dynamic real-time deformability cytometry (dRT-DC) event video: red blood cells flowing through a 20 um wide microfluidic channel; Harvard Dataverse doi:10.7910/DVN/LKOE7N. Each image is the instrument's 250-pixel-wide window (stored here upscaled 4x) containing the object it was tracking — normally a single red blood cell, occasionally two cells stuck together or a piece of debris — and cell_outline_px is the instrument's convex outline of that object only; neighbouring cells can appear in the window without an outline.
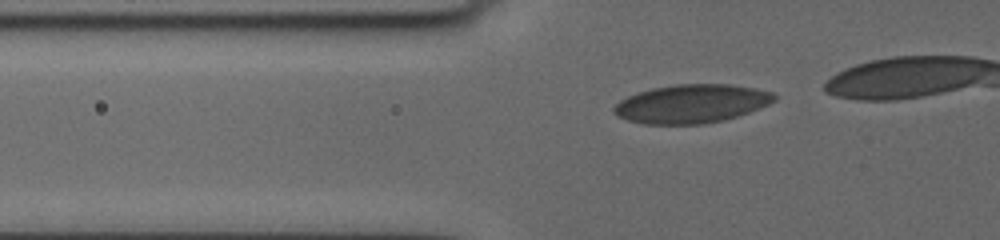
{"species": "human", "species_latin": "Homo sapiens", "temperature_condition": "cold", "stored_images_in_passage": 13, "camera_frame_rate_fps": 3000, "um_per_image_px": 0.085, "donor": {"sex": "female"}, "frame": {"image": 1, "passage_image": 2, "time_ms": 0.333, "image_size_px": [1000, 240], "cell_outline_px": [[776, 100], [760, 108], [724, 120], [704, 124], [644, 124], [628, 120], [616, 116], [612, 112], [612, 108], [620, 100], [636, 92], [652, 88], [676, 84], [728, 84], [756, 88], [772, 92], [776, 96]], "centroid_in_image_um": [58.75, 8.81], "position_along_channel_um": 67.0, "area_um2": 36.18}}
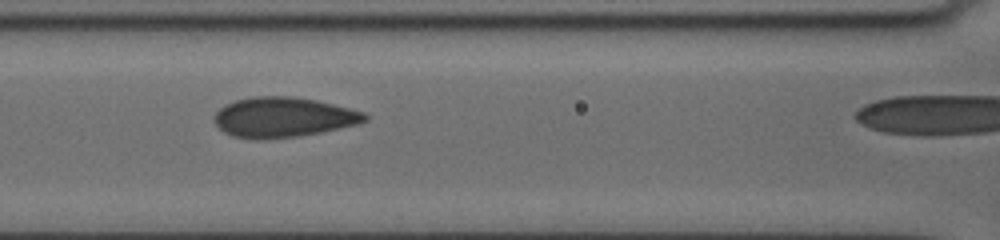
{"frame": {"image": 2, "passage_image": 9, "time_ms": 2.667, "image_size_px": [1000, 240], "cell_outline_px": [[368, 120], [356, 124], [320, 132], [300, 136], [264, 140], [256, 140], [232, 136], [224, 132], [216, 124], [212, 116], [224, 104], [236, 100], [252, 96], [292, 96], [316, 100], [364, 112], [368, 116]], "centroid_in_image_um": [24.03, 9.97], "position_along_channel_um": 142.6, "area_um2": 35.26}}
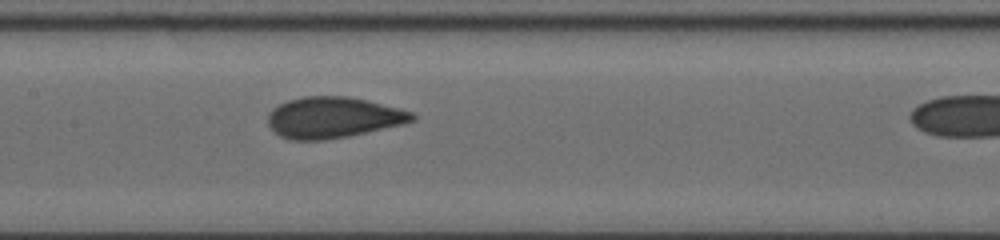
{"frame": {"image": 3, "passage_image": 12, "time_ms": 3.667, "image_size_px": [1000, 240], "cell_outline_px": [[416, 120], [404, 124], [348, 136], [324, 140], [288, 140], [280, 136], [268, 124], [268, 112], [272, 108], [288, 100], [304, 96], [348, 96], [368, 100], [412, 112], [416, 116]], "centroid_in_image_um": [28.31, 9.98], "position_along_channel_um": 179.1, "area_um2": 34.56}}